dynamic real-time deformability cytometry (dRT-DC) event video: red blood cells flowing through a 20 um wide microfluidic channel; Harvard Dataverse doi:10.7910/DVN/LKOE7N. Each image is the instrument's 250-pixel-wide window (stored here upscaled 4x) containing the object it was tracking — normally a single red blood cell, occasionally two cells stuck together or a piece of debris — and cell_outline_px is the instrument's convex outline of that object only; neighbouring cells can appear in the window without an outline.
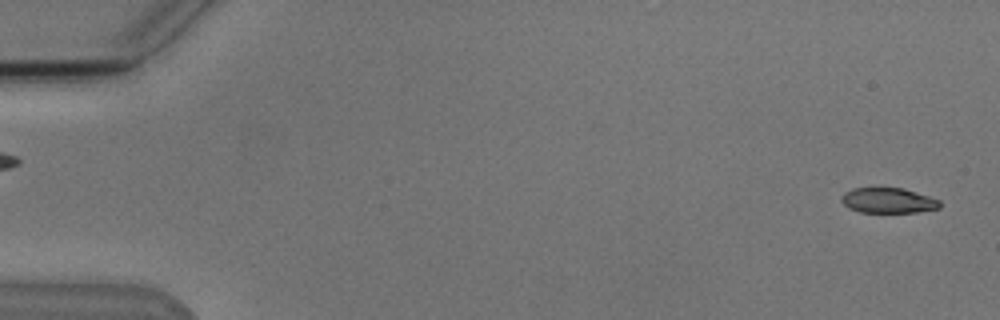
{"species": "Egyptian fruit bat (a non-hibernating species)", "species_latin": "Rousettus aegyptiacus", "temperature_condition": "cold", "stored_images_in_passage": 4, "segment_of_instrument_passage": [2, 2], "camera_frame_rate_fps": 3000, "um_per_image_px": 0.085, "animal": {"sex": "male"}, "frame": {"image": 1, "passage_image": 4, "time_ms": 3.667, "image_size_px": [1000, 320], "cell_outline_px": [[940, 208], [916, 212], [860, 212], [848, 208], [840, 200], [840, 196], [844, 192], [852, 188], [904, 188], [940, 200]], "centroid_in_image_um": [75.46, 17.04], "position_along_channel_um": 9.5, "area_um2": 14.51}}